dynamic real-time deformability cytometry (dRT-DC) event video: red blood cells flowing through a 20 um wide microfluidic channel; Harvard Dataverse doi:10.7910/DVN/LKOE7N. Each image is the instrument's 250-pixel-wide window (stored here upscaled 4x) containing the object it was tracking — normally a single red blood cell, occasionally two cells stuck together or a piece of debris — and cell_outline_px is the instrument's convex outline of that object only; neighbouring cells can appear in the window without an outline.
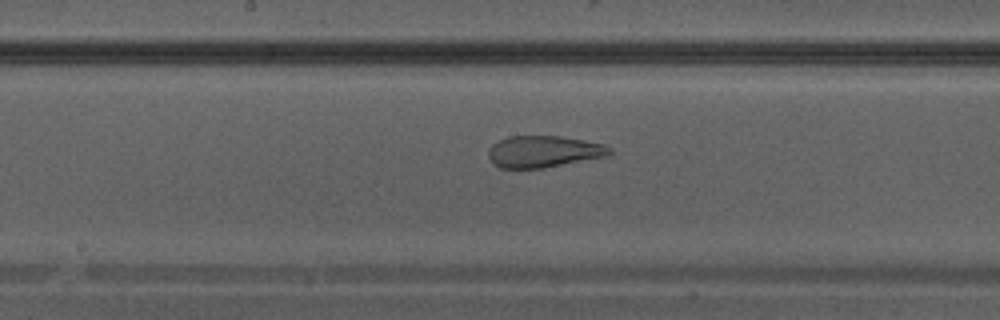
{"species": "Egyptian fruit bat (a non-hibernating species)", "species_latin": "Rousettus aegyptiacus", "temperature_condition": "warm", "stored_images_in_passage": 25, "camera_frame_rate_fps": 3000, "um_per_image_px": 0.085, "animal": {"sex": "male"}, "frame": {"image": 1, "passage_image": 11, "time_ms": 3.333, "image_size_px": [1000, 320], "cell_outline_px": [[612, 152], [608, 156], [544, 168], [500, 168], [488, 156], [488, 152], [492, 144], [508, 136], [560, 136], [584, 140], [604, 144], [612, 148]], "centroid_in_image_um": [46.25, 12.88], "position_along_channel_um": 202.0, "area_um2": 22.37}}
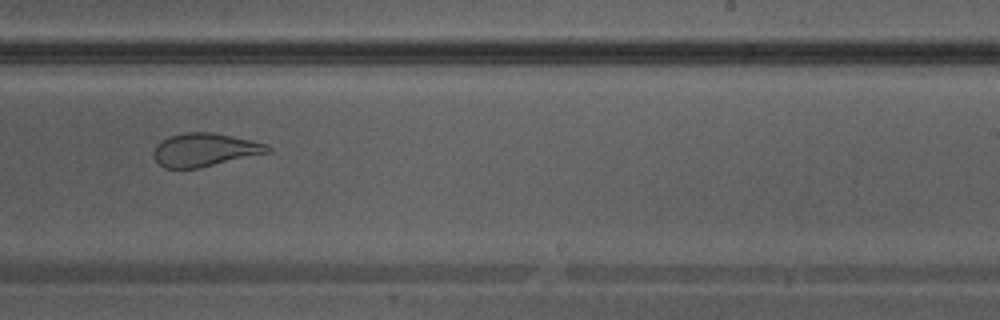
{"frame": {"image": 2, "passage_image": 15, "time_ms": 4.667, "image_size_px": [1000, 320], "cell_outline_px": [[272, 152], [200, 168], [164, 168], [156, 160], [152, 152], [156, 144], [168, 136], [184, 132], [212, 132], [252, 140], [268, 144], [272, 148]], "centroid_in_image_um": [17.43, 12.73], "position_along_channel_um": 271.6, "area_um2": 22.37}}